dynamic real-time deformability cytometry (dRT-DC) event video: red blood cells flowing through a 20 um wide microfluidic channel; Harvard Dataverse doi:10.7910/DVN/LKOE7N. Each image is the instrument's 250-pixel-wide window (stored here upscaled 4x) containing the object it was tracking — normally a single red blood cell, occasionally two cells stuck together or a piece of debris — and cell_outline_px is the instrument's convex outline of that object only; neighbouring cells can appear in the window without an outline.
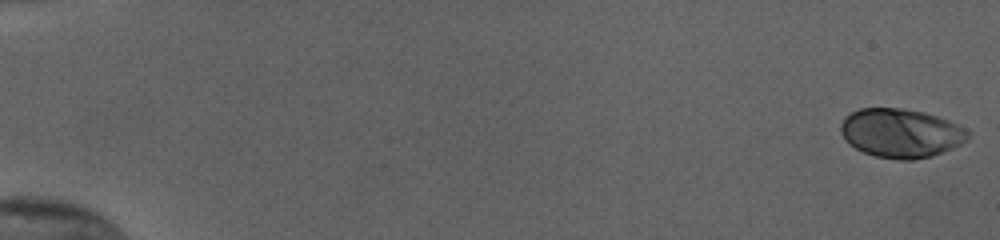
{"species": "human", "species_latin": "Homo sapiens", "temperature_condition": "cold", "stored_images_in_passage": 55, "camera_frame_rate_fps": 3000, "um_per_image_px": 0.085, "donor": {"sex": "female"}, "frame": {"image": 1, "passage_image": 1, "time_ms": 0.0, "image_size_px": [1000, 240], "cell_outline_px": [[972, 136], [960, 144], [944, 152], [932, 156], [916, 160], [900, 160], [876, 156], [864, 152], [848, 144], [844, 140], [840, 132], [840, 124], [844, 116], [860, 108], [904, 108], [924, 112], [948, 120], [972, 132]], "centroid_in_image_um": [76.57, 11.32], "position_along_channel_um": 8.4, "area_um2": 36.65}}
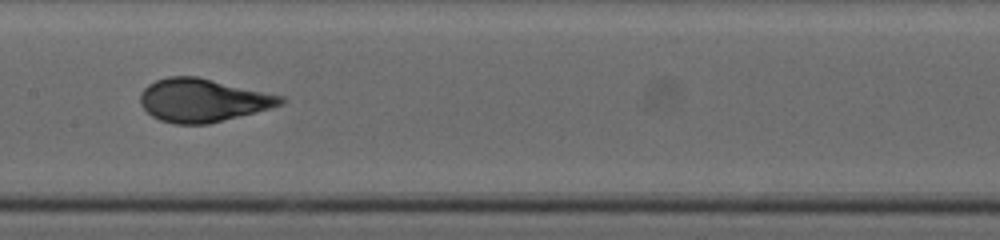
{"frame": {"image": 2, "passage_image": 30, "time_ms": 9.667, "image_size_px": [1000, 240], "cell_outline_px": [[288, 100], [284, 104], [208, 124], [176, 124], [160, 120], [152, 116], [140, 104], [140, 92], [148, 84], [156, 80], [168, 76], [196, 76], [284, 96]], "centroid_in_image_um": [17.22, 8.51], "position_along_channel_um": 190.2, "area_um2": 35.2}}
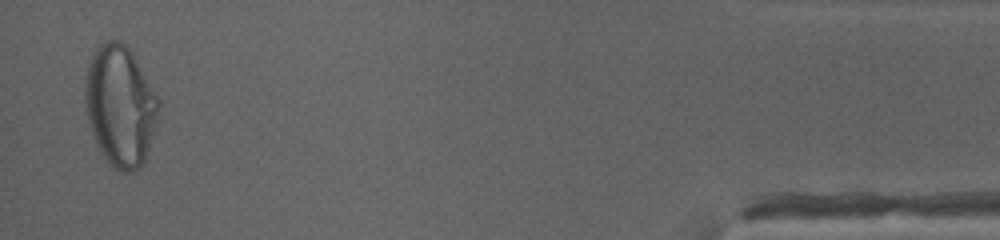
{"frame": {"image": 3, "passage_image": 54, "time_ms": 17.667, "image_size_px": [1000, 240], "cell_outline_px": [[160, 104], [148, 148], [144, 160], [140, 168], [132, 172], [124, 172], [112, 168], [100, 152], [92, 132], [88, 120], [84, 104], [84, 80], [88, 64], [96, 48], [104, 40], [120, 40], [132, 52], [160, 100]], "centroid_in_image_um": [10.18, 8.98], "position_along_channel_um": 425.0, "area_um2": 51.73}, "authors_computed_cell_mechanics": {"area_um2": 34.969, "velocity_mm_per_s": 3.8258, "shape_relaxation_time_tau1_ms": 4.5708, "shape_relaxation_time_tau2_ms": null, "deformation_change_tau1": 0.2091, "deformation_change_tau2": null}}